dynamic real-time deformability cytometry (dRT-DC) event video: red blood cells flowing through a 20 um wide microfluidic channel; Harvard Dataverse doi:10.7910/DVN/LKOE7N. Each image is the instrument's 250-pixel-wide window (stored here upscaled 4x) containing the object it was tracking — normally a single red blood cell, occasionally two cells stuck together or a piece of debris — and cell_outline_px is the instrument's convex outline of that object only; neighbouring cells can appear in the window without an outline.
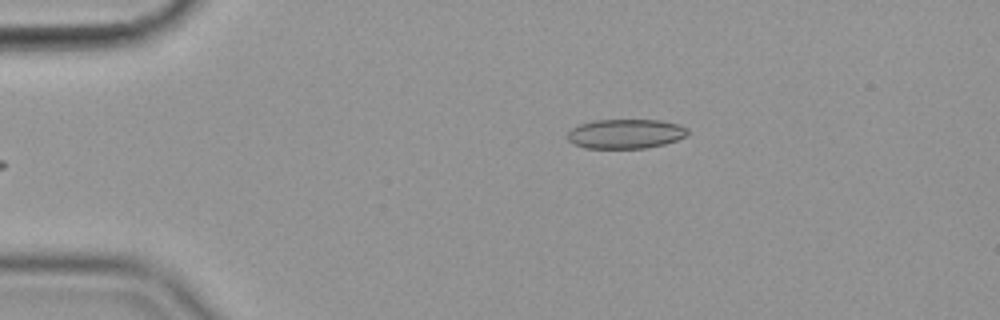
{"species": "common noctule bat (a hibernating species)", "species_latin": "Nyctalus noctula", "temperature_condition": "cold", "stored_images_in_passage": 39, "camera_frame_rate_fps": 3000, "um_per_image_px": 0.085, "animal": {"sex": "female", "body_mass_g": 19.9}, "frame": {"image": 1, "passage_image": 1, "time_ms": 0.0, "image_size_px": [1000, 320], "cell_outline_px": [[688, 136], [664, 144], [644, 148], [584, 148], [572, 144], [568, 140], [568, 132], [572, 128], [580, 124], [596, 120], [660, 120], [676, 124], [688, 128]], "centroid_in_image_um": [53.17, 11.38], "position_along_channel_um": 31.8, "area_um2": 20.63}}
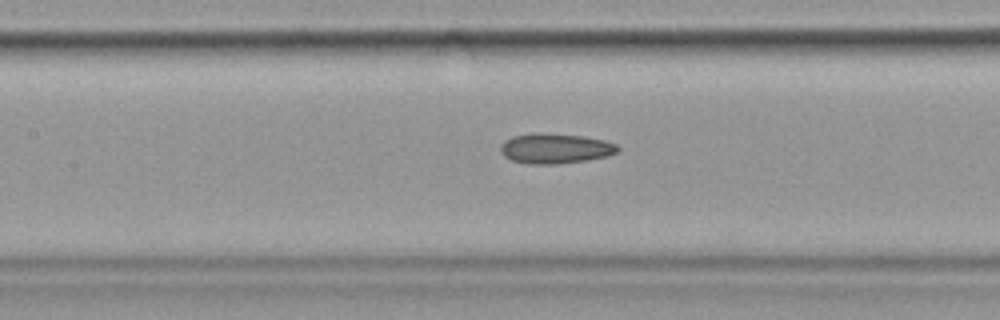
{"frame": {"image": 2, "passage_image": 16, "time_ms": 5.0, "image_size_px": [1000, 320], "cell_outline_px": [[620, 148], [616, 152], [608, 156], [584, 160], [556, 164], [528, 164], [512, 160], [504, 156], [500, 152], [500, 144], [504, 140], [512, 136], [536, 132], [540, 132], [584, 136], [604, 140], [616, 144]], "centroid_in_image_um": [47.15, 12.6], "position_along_channel_um": 160.2, "area_um2": 20.69}}
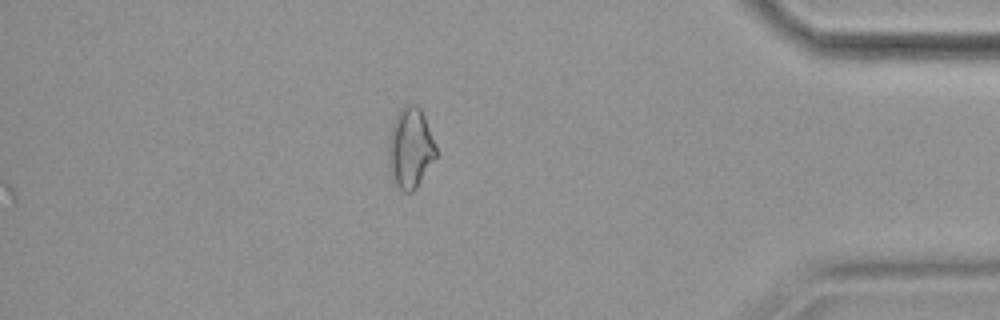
{"frame": {"image": 3, "passage_image": 39, "time_ms": 12.667, "image_size_px": [1000, 320], "cell_outline_px": [[436, 156], [416, 188], [412, 192], [404, 192], [396, 184], [392, 168], [388, 148], [388, 140], [392, 124], [400, 108], [404, 104], [416, 104], [420, 108], [424, 116], [436, 144]], "centroid_in_image_um": [34.9, 12.52], "position_along_channel_um": 400.3, "area_um2": 21.79}, "authors_computed_cell_mechanics": {"area_um2": 19.8254, "velocity_mm_per_s": 3.586, "shape_relaxation_time_tau1_ms": null, "shape_relaxation_time_tau2_ms": 8.1602, "deformation_change_tau1": null, "deformation_change_tau2": 0.1785}}